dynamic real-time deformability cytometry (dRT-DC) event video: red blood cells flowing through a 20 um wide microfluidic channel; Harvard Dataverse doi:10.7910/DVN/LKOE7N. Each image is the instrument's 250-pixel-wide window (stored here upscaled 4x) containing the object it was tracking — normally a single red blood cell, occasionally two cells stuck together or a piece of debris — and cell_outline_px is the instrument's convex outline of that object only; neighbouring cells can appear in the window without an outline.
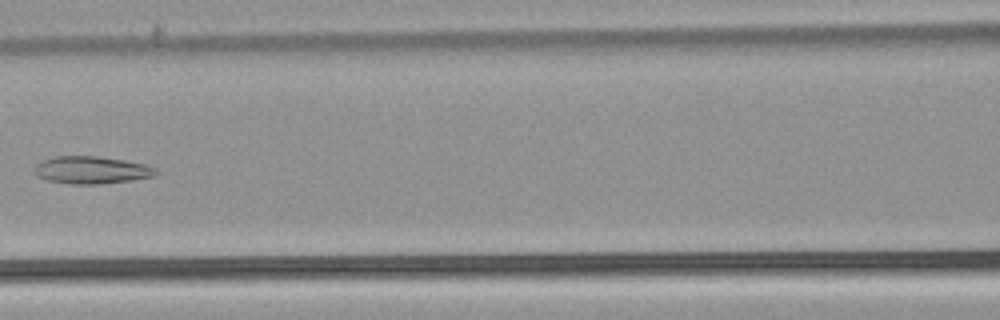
{"species": "common noctule bat (a hibernating species)", "species_latin": "Nyctalus noctula", "temperature_condition": "warm", "stored_images_in_passage": 7, "camera_frame_rate_fps": 3000, "um_per_image_px": 0.085, "animal": {"sex": "male", "body_mass_g": 21.5, "forearm_length_mm": 52.0}, "frame": {"image": 1, "passage_image": 7, "time_ms": 2.0, "image_size_px": [1000, 320], "cell_outline_px": [[156, 172], [152, 176], [132, 180], [100, 184], [68, 184], [48, 180], [36, 176], [36, 164], [40, 160], [56, 156], [96, 156], [124, 160], [144, 164], [156, 168]], "centroid_in_image_um": [7.74, 14.45], "position_along_channel_um": 158.9, "area_um2": 19.31}}